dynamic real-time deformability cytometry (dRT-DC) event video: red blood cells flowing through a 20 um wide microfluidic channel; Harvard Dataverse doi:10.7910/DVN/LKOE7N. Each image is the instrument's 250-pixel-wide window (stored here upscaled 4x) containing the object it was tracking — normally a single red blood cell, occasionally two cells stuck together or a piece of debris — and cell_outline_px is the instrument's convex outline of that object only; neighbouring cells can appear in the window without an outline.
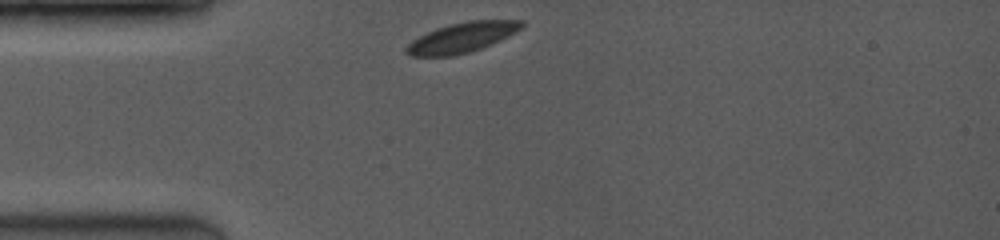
{"species": "common noctule bat (a hibernating species)", "species_latin": "Nyctalus noctula", "temperature_condition": "room temperature", "stored_images_in_passage": 39, "camera_frame_rate_fps": 3500, "um_per_image_px": 0.085, "animal": {"sex": "female", "body_mass_g": 19.0, "forearm_length_mm": 53.3}, "frame": {"image": 1, "passage_image": 1, "time_ms": 0.0, "image_size_px": [1000, 240], "cell_outline_px": [[524, 28], [500, 40], [480, 48], [468, 52], [452, 56], [408, 56], [404, 52], [404, 48], [412, 40], [436, 28], [468, 20], [524, 20]], "centroid_in_image_um": [39.27, 3.19], "position_along_channel_um": 45.7, "area_um2": 20.11}}
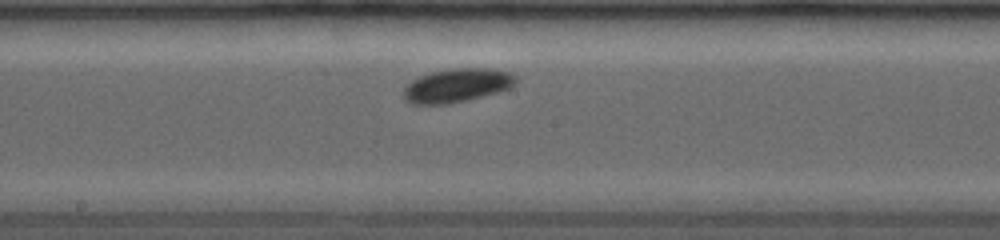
{"frame": {"image": 2, "passage_image": 19, "time_ms": 4.571, "image_size_px": [1000, 240], "cell_outline_px": [[516, 84], [508, 88], [496, 92], [468, 100], [452, 104], [412, 104], [404, 100], [404, 88], [412, 80], [420, 76], [432, 72], [448, 68], [492, 68], [512, 72], [516, 76]], "centroid_in_image_um": [38.85, 7.25], "position_along_channel_um": 209.3, "area_um2": 22.2}}
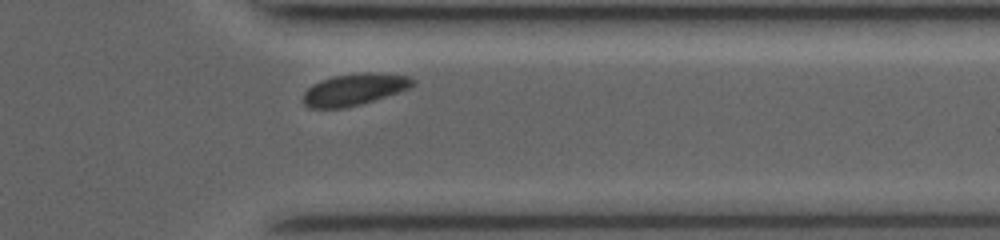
{"frame": {"image": 3, "passage_image": 35, "time_ms": 8.857, "image_size_px": [1000, 240], "cell_outline_px": [[416, 84], [408, 88], [348, 108], [312, 108], [304, 104], [304, 92], [312, 84], [332, 76], [364, 72], [372, 72], [408, 76], [416, 80]], "centroid_in_image_um": [30.11, 7.59], "position_along_channel_um": 381.3, "area_um2": 20.0}, "authors_computed_cell_mechanics": {"area_um2": 20.808, "velocity_mm_per_s": 3.9761, "shape_relaxation_time_tau1_ms": 1.567, "shape_relaxation_time_tau2_ms": null, "deformation_change_tau1": 0.0697, "deformation_change_tau2": null}}